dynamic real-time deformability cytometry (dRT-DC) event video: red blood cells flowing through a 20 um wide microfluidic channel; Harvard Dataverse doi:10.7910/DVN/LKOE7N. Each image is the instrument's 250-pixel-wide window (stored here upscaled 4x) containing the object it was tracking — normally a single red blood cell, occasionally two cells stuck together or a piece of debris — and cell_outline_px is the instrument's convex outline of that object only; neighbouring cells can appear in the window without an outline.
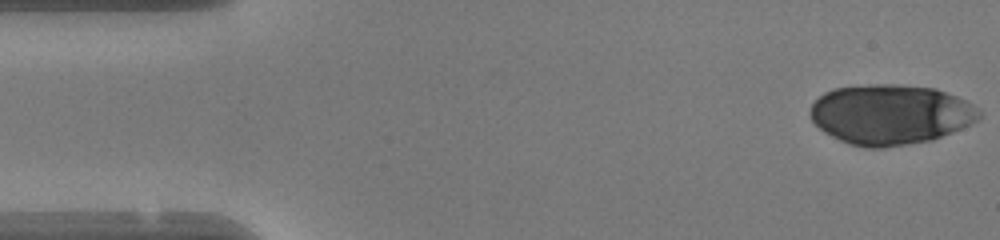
{"species": "human", "species_latin": "Homo sapiens", "temperature_condition": "warm", "stored_images_in_passage": 47, "camera_frame_rate_fps": 3000, "um_per_image_px": 0.085, "donor": {"sex": "female"}, "frame": {"image": 1, "passage_image": 1, "time_ms": 0.0, "image_size_px": [1000, 240], "cell_outline_px": [[980, 120], [952, 132], [932, 140], [884, 148], [864, 148], [848, 144], [824, 132], [812, 120], [808, 112], [812, 104], [824, 92], [832, 88], [872, 84], [900, 84], [936, 88], [956, 96], [980, 108]], "centroid_in_image_um": [75.68, 9.72], "position_along_channel_um": 9.3, "area_um2": 59.53}}